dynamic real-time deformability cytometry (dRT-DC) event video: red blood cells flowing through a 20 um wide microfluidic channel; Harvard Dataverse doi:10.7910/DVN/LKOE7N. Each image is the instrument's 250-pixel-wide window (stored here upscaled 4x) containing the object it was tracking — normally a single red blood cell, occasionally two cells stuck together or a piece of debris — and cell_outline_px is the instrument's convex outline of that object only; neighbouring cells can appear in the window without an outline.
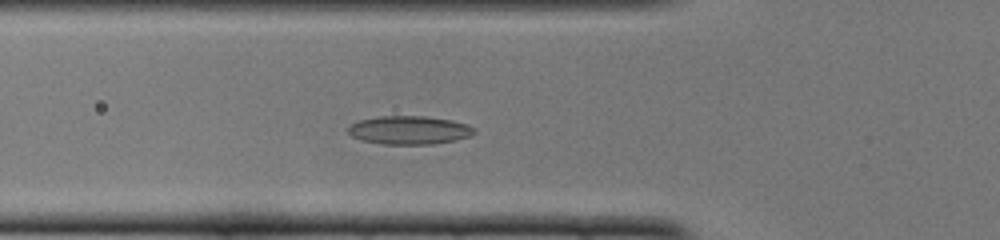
{"species": "common noctule bat (a hibernating species)", "species_latin": "Nyctalus noctula", "temperature_condition": "cold", "stored_images_in_passage": 46, "camera_frame_rate_fps": 3000, "um_per_image_px": 0.085, "animal": {"sex": "female", "body_mass_g": 22.0, "forearm_length_mm": 56.7}, "frame": {"image": 1, "passage_image": 13, "time_ms": 4.0, "image_size_px": [1000, 240], "cell_outline_px": [[476, 132], [468, 136], [456, 140], [432, 144], [380, 144], [360, 140], [352, 136], [348, 132], [348, 128], [352, 124], [360, 120], [380, 116], [424, 116], [452, 120], [468, 124], [476, 128]], "centroid_in_image_um": [34.8, 11.06], "position_along_channel_um": 91.0, "area_um2": 20.92}}
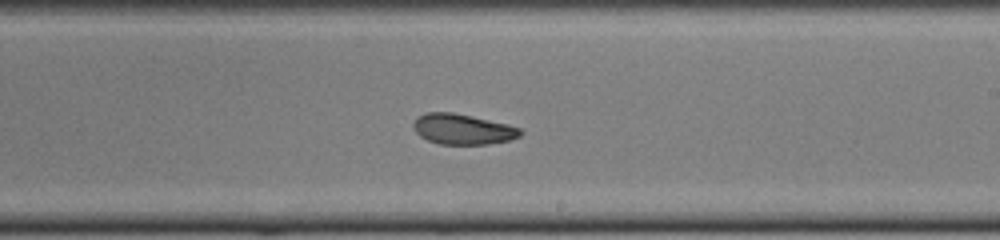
{"frame": {"image": 2, "passage_image": 25, "time_ms": 8.0, "image_size_px": [1000, 240], "cell_outline_px": [[524, 132], [520, 136], [508, 140], [488, 144], [440, 144], [428, 140], [420, 136], [412, 128], [412, 124], [416, 116], [424, 112], [452, 112], [472, 116], [508, 124], [520, 128]], "centroid_in_image_um": [39.3, 10.97], "position_along_channel_um": 249.7, "area_um2": 19.13}}
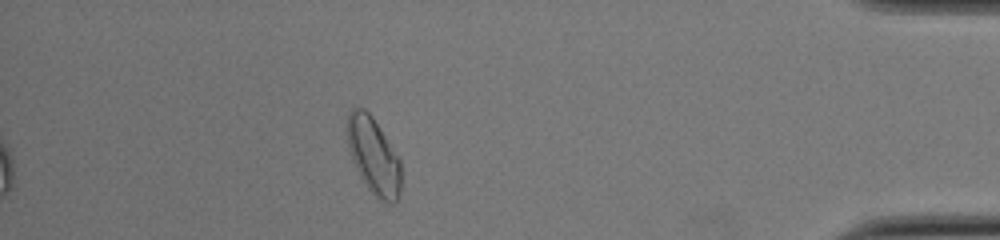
{"frame": {"image": 3, "passage_image": 40, "time_ms": 13.0, "image_size_px": [1000, 240], "cell_outline_px": [[400, 196], [396, 204], [384, 204], [368, 188], [360, 176], [352, 160], [348, 148], [344, 128], [348, 112], [352, 108], [364, 108], [372, 116], [400, 160]], "centroid_in_image_um": [31.72, 13.25], "position_along_channel_um": 403.5, "area_um2": 24.39}, "authors_computed_cell_mechanics": {"area_um2": 20.4034, "velocity_mm_per_s": 3.966, "shape_relaxation_time_tau1_ms": 8.1881, "shape_relaxation_time_tau2_ms": 3.8383, "deformation_change_tau1": 0.1402, "deformation_change_tau2": 0.095}}